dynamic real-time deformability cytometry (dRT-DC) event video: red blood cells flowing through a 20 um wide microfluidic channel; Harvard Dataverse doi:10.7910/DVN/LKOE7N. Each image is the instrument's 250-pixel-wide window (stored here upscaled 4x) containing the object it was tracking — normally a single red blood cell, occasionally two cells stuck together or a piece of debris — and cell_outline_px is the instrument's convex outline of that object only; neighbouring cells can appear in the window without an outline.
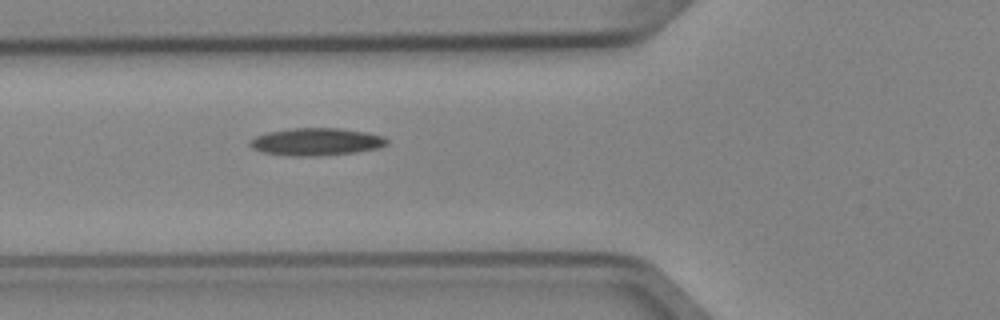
{"species": "Egyptian fruit bat (a non-hibernating species)", "species_latin": "Rousettus aegyptiacus", "temperature_condition": "cold", "stored_images_in_passage": 3, "camera_frame_rate_fps": 3000, "um_per_image_px": 0.085, "animal": {"sex": "female"}, "frame": {"image": 1, "passage_image": 3, "time_ms": 0.667, "image_size_px": [1000, 320], "cell_outline_px": [[388, 144], [376, 148], [356, 152], [320, 156], [288, 156], [264, 152], [252, 148], [248, 144], [248, 140], [256, 136], [268, 132], [292, 128], [340, 128], [364, 132], [384, 136], [388, 140]], "centroid_in_image_um": [26.86, 12.05], "position_along_channel_um": 98.9, "area_um2": 21.96}}